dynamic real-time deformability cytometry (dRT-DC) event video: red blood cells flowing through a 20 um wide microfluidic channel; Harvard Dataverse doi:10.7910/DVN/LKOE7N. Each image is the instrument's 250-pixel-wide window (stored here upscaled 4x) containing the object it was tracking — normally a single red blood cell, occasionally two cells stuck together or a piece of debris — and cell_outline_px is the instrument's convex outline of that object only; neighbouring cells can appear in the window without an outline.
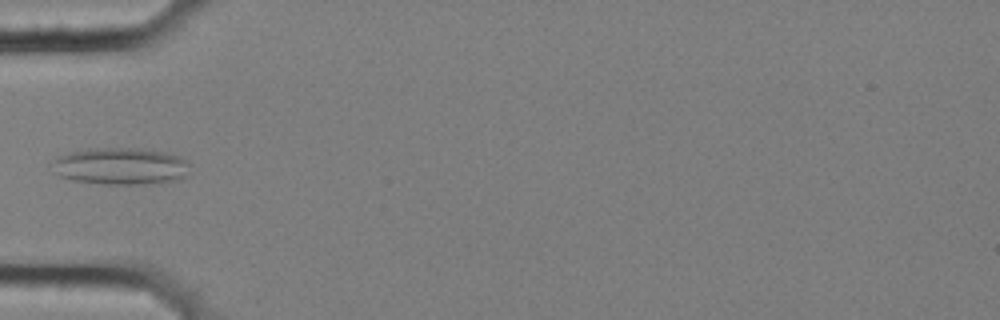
{"species": "common noctule bat (a hibernating species)", "species_latin": "Nyctalus noctula", "temperature_condition": "cold", "stored_images_in_passage": 8, "camera_frame_rate_fps": 3000, "um_per_image_px": 0.085, "animal": {"sex": "female", "body_mass_g": 25.1}, "frame": {"image": 1, "passage_image": 6, "time_ms": 1.667, "image_size_px": [1000, 320], "cell_outline_px": [[188, 176], [180, 180], [144, 184], [104, 184], [72, 180], [60, 176], [48, 164], [56, 156], [72, 152], [92, 148], [136, 148], [164, 152], [180, 156], [188, 160]], "centroid_in_image_um": [10.25, 14.13], "position_along_channel_um": 74.7, "area_um2": 30.0}}